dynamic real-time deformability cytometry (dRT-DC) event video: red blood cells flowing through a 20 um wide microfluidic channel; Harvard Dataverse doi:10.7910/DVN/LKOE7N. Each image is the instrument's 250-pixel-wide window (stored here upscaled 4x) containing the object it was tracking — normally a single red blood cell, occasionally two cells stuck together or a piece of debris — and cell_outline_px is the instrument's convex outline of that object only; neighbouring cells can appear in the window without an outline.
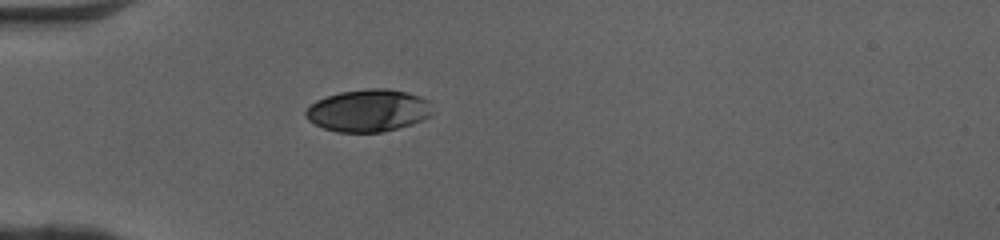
{"species": "human", "species_latin": "Homo sapiens", "temperature_condition": "cold", "stored_images_in_passage": 36, "camera_frame_rate_fps": 3000, "um_per_image_px": 0.085, "donor": {"sex": "female"}, "frame": {"image": 1, "passage_image": 1, "time_ms": 0.0, "image_size_px": [1000, 240], "cell_outline_px": [[432, 116], [424, 120], [412, 124], [380, 132], [336, 132], [324, 128], [308, 120], [304, 116], [304, 112], [316, 100], [340, 92], [368, 88], [384, 88], [404, 92], [420, 96], [428, 100], [432, 112]], "centroid_in_image_um": [31.31, 9.4], "position_along_channel_um": 53.7, "area_um2": 31.15}}
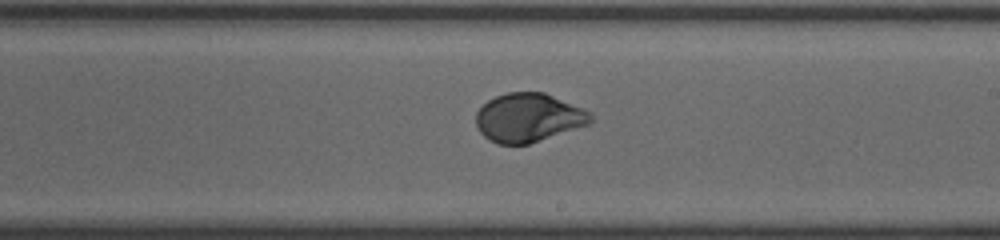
{"frame": {"image": 2, "passage_image": 16, "time_ms": 5.0, "image_size_px": [1000, 240], "cell_outline_px": [[592, 120], [588, 124], [528, 144], [496, 144], [484, 136], [480, 132], [476, 124], [476, 112], [488, 100], [496, 96], [508, 92], [544, 92], [584, 108], [592, 112]], "centroid_in_image_um": [44.91, 9.99], "position_along_channel_um": 244.1, "area_um2": 32.43}}
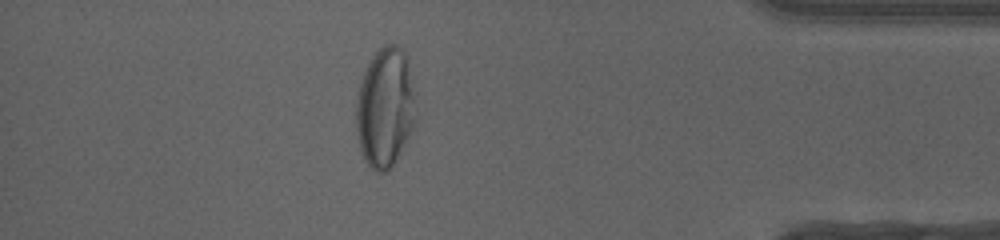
{"frame": {"image": 3, "passage_image": 30, "time_ms": 9.667, "image_size_px": [1000, 240], "cell_outline_px": [[416, 124], [392, 168], [384, 172], [376, 172], [364, 160], [360, 148], [356, 132], [356, 100], [360, 84], [364, 72], [372, 56], [384, 44], [396, 44], [408, 56], [416, 92]], "centroid_in_image_um": [32.78, 9.14], "position_along_channel_um": 402.4, "area_um2": 42.6}, "authors_computed_cell_mechanics": {"area_um2": 33.3217, "velocity_mm_per_s": 4.0992, "shape_relaxation_time_tau1_ms": 5.1752, "shape_relaxation_time_tau2_ms": null, "deformation_change_tau1": 0.2104, "deformation_change_tau2": null}}